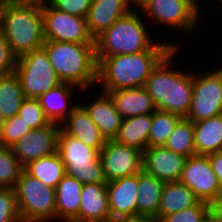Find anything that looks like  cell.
<instances>
[{
    "mask_svg": "<svg viewBox=\"0 0 222 222\" xmlns=\"http://www.w3.org/2000/svg\"><path fill=\"white\" fill-rule=\"evenodd\" d=\"M143 17L131 10L119 18L95 40V56L98 63L104 57L133 54L141 51H172L178 42H155L149 35ZM162 42V43H161Z\"/></svg>",
    "mask_w": 222,
    "mask_h": 222,
    "instance_id": "obj_1",
    "label": "cell"
},
{
    "mask_svg": "<svg viewBox=\"0 0 222 222\" xmlns=\"http://www.w3.org/2000/svg\"><path fill=\"white\" fill-rule=\"evenodd\" d=\"M180 49L174 48L153 69L144 88L158 110L186 118L193 97V74L170 68Z\"/></svg>",
    "mask_w": 222,
    "mask_h": 222,
    "instance_id": "obj_2",
    "label": "cell"
},
{
    "mask_svg": "<svg viewBox=\"0 0 222 222\" xmlns=\"http://www.w3.org/2000/svg\"><path fill=\"white\" fill-rule=\"evenodd\" d=\"M170 51H141L104 57L97 63L101 91L144 87L153 69Z\"/></svg>",
    "mask_w": 222,
    "mask_h": 222,
    "instance_id": "obj_3",
    "label": "cell"
},
{
    "mask_svg": "<svg viewBox=\"0 0 222 222\" xmlns=\"http://www.w3.org/2000/svg\"><path fill=\"white\" fill-rule=\"evenodd\" d=\"M42 47L62 83L86 91L97 84L95 44L44 41Z\"/></svg>",
    "mask_w": 222,
    "mask_h": 222,
    "instance_id": "obj_4",
    "label": "cell"
},
{
    "mask_svg": "<svg viewBox=\"0 0 222 222\" xmlns=\"http://www.w3.org/2000/svg\"><path fill=\"white\" fill-rule=\"evenodd\" d=\"M2 34L17 58L42 48L45 40L41 0H12Z\"/></svg>",
    "mask_w": 222,
    "mask_h": 222,
    "instance_id": "obj_5",
    "label": "cell"
},
{
    "mask_svg": "<svg viewBox=\"0 0 222 222\" xmlns=\"http://www.w3.org/2000/svg\"><path fill=\"white\" fill-rule=\"evenodd\" d=\"M57 153L68 176L76 178L83 185L107 183L99 152L67 134L62 128L57 138Z\"/></svg>",
    "mask_w": 222,
    "mask_h": 222,
    "instance_id": "obj_6",
    "label": "cell"
},
{
    "mask_svg": "<svg viewBox=\"0 0 222 222\" xmlns=\"http://www.w3.org/2000/svg\"><path fill=\"white\" fill-rule=\"evenodd\" d=\"M13 189L22 222L56 220L55 188L23 170Z\"/></svg>",
    "mask_w": 222,
    "mask_h": 222,
    "instance_id": "obj_7",
    "label": "cell"
},
{
    "mask_svg": "<svg viewBox=\"0 0 222 222\" xmlns=\"http://www.w3.org/2000/svg\"><path fill=\"white\" fill-rule=\"evenodd\" d=\"M14 72L25 98H38L62 83L43 47L17 58Z\"/></svg>",
    "mask_w": 222,
    "mask_h": 222,
    "instance_id": "obj_8",
    "label": "cell"
},
{
    "mask_svg": "<svg viewBox=\"0 0 222 222\" xmlns=\"http://www.w3.org/2000/svg\"><path fill=\"white\" fill-rule=\"evenodd\" d=\"M198 0H146L139 8L149 20L171 29L194 31L200 23ZM200 9V10H199ZM199 16V17H198Z\"/></svg>",
    "mask_w": 222,
    "mask_h": 222,
    "instance_id": "obj_9",
    "label": "cell"
},
{
    "mask_svg": "<svg viewBox=\"0 0 222 222\" xmlns=\"http://www.w3.org/2000/svg\"><path fill=\"white\" fill-rule=\"evenodd\" d=\"M41 10L45 41L95 44L88 32L85 18L59 11L46 0H41Z\"/></svg>",
    "mask_w": 222,
    "mask_h": 222,
    "instance_id": "obj_10",
    "label": "cell"
},
{
    "mask_svg": "<svg viewBox=\"0 0 222 222\" xmlns=\"http://www.w3.org/2000/svg\"><path fill=\"white\" fill-rule=\"evenodd\" d=\"M222 114V72L217 68L193 74L192 104L186 119L192 123Z\"/></svg>",
    "mask_w": 222,
    "mask_h": 222,
    "instance_id": "obj_11",
    "label": "cell"
},
{
    "mask_svg": "<svg viewBox=\"0 0 222 222\" xmlns=\"http://www.w3.org/2000/svg\"><path fill=\"white\" fill-rule=\"evenodd\" d=\"M179 181L187 185L200 201L213 205L218 200V179L207 155L188 157Z\"/></svg>",
    "mask_w": 222,
    "mask_h": 222,
    "instance_id": "obj_12",
    "label": "cell"
},
{
    "mask_svg": "<svg viewBox=\"0 0 222 222\" xmlns=\"http://www.w3.org/2000/svg\"><path fill=\"white\" fill-rule=\"evenodd\" d=\"M99 155L106 182L138 174L143 169V152L115 140L106 141Z\"/></svg>",
    "mask_w": 222,
    "mask_h": 222,
    "instance_id": "obj_13",
    "label": "cell"
},
{
    "mask_svg": "<svg viewBox=\"0 0 222 222\" xmlns=\"http://www.w3.org/2000/svg\"><path fill=\"white\" fill-rule=\"evenodd\" d=\"M60 124L51 122L49 125L31 129L22 136L11 148L21 165L52 155L57 152V138Z\"/></svg>",
    "mask_w": 222,
    "mask_h": 222,
    "instance_id": "obj_14",
    "label": "cell"
},
{
    "mask_svg": "<svg viewBox=\"0 0 222 222\" xmlns=\"http://www.w3.org/2000/svg\"><path fill=\"white\" fill-rule=\"evenodd\" d=\"M111 222L137 215L138 174L107 182Z\"/></svg>",
    "mask_w": 222,
    "mask_h": 222,
    "instance_id": "obj_15",
    "label": "cell"
},
{
    "mask_svg": "<svg viewBox=\"0 0 222 222\" xmlns=\"http://www.w3.org/2000/svg\"><path fill=\"white\" fill-rule=\"evenodd\" d=\"M186 159L165 146L148 147L143 152V169L163 182L179 181Z\"/></svg>",
    "mask_w": 222,
    "mask_h": 222,
    "instance_id": "obj_16",
    "label": "cell"
},
{
    "mask_svg": "<svg viewBox=\"0 0 222 222\" xmlns=\"http://www.w3.org/2000/svg\"><path fill=\"white\" fill-rule=\"evenodd\" d=\"M132 0H94L85 18L90 36L95 40L119 18L132 9Z\"/></svg>",
    "mask_w": 222,
    "mask_h": 222,
    "instance_id": "obj_17",
    "label": "cell"
},
{
    "mask_svg": "<svg viewBox=\"0 0 222 222\" xmlns=\"http://www.w3.org/2000/svg\"><path fill=\"white\" fill-rule=\"evenodd\" d=\"M74 220L83 222H111L107 183L83 185L79 214Z\"/></svg>",
    "mask_w": 222,
    "mask_h": 222,
    "instance_id": "obj_18",
    "label": "cell"
},
{
    "mask_svg": "<svg viewBox=\"0 0 222 222\" xmlns=\"http://www.w3.org/2000/svg\"><path fill=\"white\" fill-rule=\"evenodd\" d=\"M87 104H80L89 114L91 121L97 125L106 141L114 140L122 124L123 117L118 113L115 105L106 92L98 94L97 98ZM89 104V105H88Z\"/></svg>",
    "mask_w": 222,
    "mask_h": 222,
    "instance_id": "obj_19",
    "label": "cell"
},
{
    "mask_svg": "<svg viewBox=\"0 0 222 222\" xmlns=\"http://www.w3.org/2000/svg\"><path fill=\"white\" fill-rule=\"evenodd\" d=\"M110 95L116 110L125 118L153 114L157 108L144 87L103 91Z\"/></svg>",
    "mask_w": 222,
    "mask_h": 222,
    "instance_id": "obj_20",
    "label": "cell"
},
{
    "mask_svg": "<svg viewBox=\"0 0 222 222\" xmlns=\"http://www.w3.org/2000/svg\"><path fill=\"white\" fill-rule=\"evenodd\" d=\"M61 128L67 134L78 138L86 146L94 148L98 152L106 143L97 125L91 121L89 114L80 103L61 123Z\"/></svg>",
    "mask_w": 222,
    "mask_h": 222,
    "instance_id": "obj_21",
    "label": "cell"
},
{
    "mask_svg": "<svg viewBox=\"0 0 222 222\" xmlns=\"http://www.w3.org/2000/svg\"><path fill=\"white\" fill-rule=\"evenodd\" d=\"M77 88L78 87L70 83H61L37 98L45 116L50 122L61 125L68 115L77 107L78 102H73V105L70 103L71 95Z\"/></svg>",
    "mask_w": 222,
    "mask_h": 222,
    "instance_id": "obj_22",
    "label": "cell"
},
{
    "mask_svg": "<svg viewBox=\"0 0 222 222\" xmlns=\"http://www.w3.org/2000/svg\"><path fill=\"white\" fill-rule=\"evenodd\" d=\"M83 184L67 174L55 188L56 222H69L79 214Z\"/></svg>",
    "mask_w": 222,
    "mask_h": 222,
    "instance_id": "obj_23",
    "label": "cell"
},
{
    "mask_svg": "<svg viewBox=\"0 0 222 222\" xmlns=\"http://www.w3.org/2000/svg\"><path fill=\"white\" fill-rule=\"evenodd\" d=\"M165 182L142 169L138 173L137 215L149 216L158 221L162 188Z\"/></svg>",
    "mask_w": 222,
    "mask_h": 222,
    "instance_id": "obj_24",
    "label": "cell"
},
{
    "mask_svg": "<svg viewBox=\"0 0 222 222\" xmlns=\"http://www.w3.org/2000/svg\"><path fill=\"white\" fill-rule=\"evenodd\" d=\"M200 200L180 181L165 182L159 204L158 221L164 216L196 205Z\"/></svg>",
    "mask_w": 222,
    "mask_h": 222,
    "instance_id": "obj_25",
    "label": "cell"
},
{
    "mask_svg": "<svg viewBox=\"0 0 222 222\" xmlns=\"http://www.w3.org/2000/svg\"><path fill=\"white\" fill-rule=\"evenodd\" d=\"M196 155L222 151V114L193 123Z\"/></svg>",
    "mask_w": 222,
    "mask_h": 222,
    "instance_id": "obj_26",
    "label": "cell"
},
{
    "mask_svg": "<svg viewBox=\"0 0 222 222\" xmlns=\"http://www.w3.org/2000/svg\"><path fill=\"white\" fill-rule=\"evenodd\" d=\"M151 124L152 114L125 118L114 140L144 152L148 148Z\"/></svg>",
    "mask_w": 222,
    "mask_h": 222,
    "instance_id": "obj_27",
    "label": "cell"
},
{
    "mask_svg": "<svg viewBox=\"0 0 222 222\" xmlns=\"http://www.w3.org/2000/svg\"><path fill=\"white\" fill-rule=\"evenodd\" d=\"M23 170L52 188H56L66 174L65 165L57 152L29 162Z\"/></svg>",
    "mask_w": 222,
    "mask_h": 222,
    "instance_id": "obj_28",
    "label": "cell"
},
{
    "mask_svg": "<svg viewBox=\"0 0 222 222\" xmlns=\"http://www.w3.org/2000/svg\"><path fill=\"white\" fill-rule=\"evenodd\" d=\"M24 99L21 83L15 72L0 77V111L6 120L18 114Z\"/></svg>",
    "mask_w": 222,
    "mask_h": 222,
    "instance_id": "obj_29",
    "label": "cell"
},
{
    "mask_svg": "<svg viewBox=\"0 0 222 222\" xmlns=\"http://www.w3.org/2000/svg\"><path fill=\"white\" fill-rule=\"evenodd\" d=\"M193 137V123L186 118H182L176 124L164 146L188 158L196 155Z\"/></svg>",
    "mask_w": 222,
    "mask_h": 222,
    "instance_id": "obj_30",
    "label": "cell"
},
{
    "mask_svg": "<svg viewBox=\"0 0 222 222\" xmlns=\"http://www.w3.org/2000/svg\"><path fill=\"white\" fill-rule=\"evenodd\" d=\"M182 119L179 115L156 110L152 114V124L148 137V147L164 146L176 124Z\"/></svg>",
    "mask_w": 222,
    "mask_h": 222,
    "instance_id": "obj_31",
    "label": "cell"
},
{
    "mask_svg": "<svg viewBox=\"0 0 222 222\" xmlns=\"http://www.w3.org/2000/svg\"><path fill=\"white\" fill-rule=\"evenodd\" d=\"M23 168L12 148L0 145V188H14Z\"/></svg>",
    "mask_w": 222,
    "mask_h": 222,
    "instance_id": "obj_32",
    "label": "cell"
},
{
    "mask_svg": "<svg viewBox=\"0 0 222 222\" xmlns=\"http://www.w3.org/2000/svg\"><path fill=\"white\" fill-rule=\"evenodd\" d=\"M18 115L31 129L45 127L51 123L45 116L37 98H25Z\"/></svg>",
    "mask_w": 222,
    "mask_h": 222,
    "instance_id": "obj_33",
    "label": "cell"
},
{
    "mask_svg": "<svg viewBox=\"0 0 222 222\" xmlns=\"http://www.w3.org/2000/svg\"><path fill=\"white\" fill-rule=\"evenodd\" d=\"M31 128L17 114L7 119L0 132V145L12 147L22 136L26 135Z\"/></svg>",
    "mask_w": 222,
    "mask_h": 222,
    "instance_id": "obj_34",
    "label": "cell"
},
{
    "mask_svg": "<svg viewBox=\"0 0 222 222\" xmlns=\"http://www.w3.org/2000/svg\"><path fill=\"white\" fill-rule=\"evenodd\" d=\"M211 211V204L199 201L190 208L164 216L160 222H201Z\"/></svg>",
    "mask_w": 222,
    "mask_h": 222,
    "instance_id": "obj_35",
    "label": "cell"
},
{
    "mask_svg": "<svg viewBox=\"0 0 222 222\" xmlns=\"http://www.w3.org/2000/svg\"><path fill=\"white\" fill-rule=\"evenodd\" d=\"M0 222H22L13 188H0Z\"/></svg>",
    "mask_w": 222,
    "mask_h": 222,
    "instance_id": "obj_36",
    "label": "cell"
},
{
    "mask_svg": "<svg viewBox=\"0 0 222 222\" xmlns=\"http://www.w3.org/2000/svg\"><path fill=\"white\" fill-rule=\"evenodd\" d=\"M53 8L75 15L81 18H86L91 0H46Z\"/></svg>",
    "mask_w": 222,
    "mask_h": 222,
    "instance_id": "obj_37",
    "label": "cell"
},
{
    "mask_svg": "<svg viewBox=\"0 0 222 222\" xmlns=\"http://www.w3.org/2000/svg\"><path fill=\"white\" fill-rule=\"evenodd\" d=\"M17 57L12 53L6 38L0 33V77L14 73Z\"/></svg>",
    "mask_w": 222,
    "mask_h": 222,
    "instance_id": "obj_38",
    "label": "cell"
},
{
    "mask_svg": "<svg viewBox=\"0 0 222 222\" xmlns=\"http://www.w3.org/2000/svg\"><path fill=\"white\" fill-rule=\"evenodd\" d=\"M214 173L217 175L219 190L222 193V151L207 155Z\"/></svg>",
    "mask_w": 222,
    "mask_h": 222,
    "instance_id": "obj_39",
    "label": "cell"
},
{
    "mask_svg": "<svg viewBox=\"0 0 222 222\" xmlns=\"http://www.w3.org/2000/svg\"><path fill=\"white\" fill-rule=\"evenodd\" d=\"M116 222H157V220L149 216L136 215L118 219Z\"/></svg>",
    "mask_w": 222,
    "mask_h": 222,
    "instance_id": "obj_40",
    "label": "cell"
},
{
    "mask_svg": "<svg viewBox=\"0 0 222 222\" xmlns=\"http://www.w3.org/2000/svg\"><path fill=\"white\" fill-rule=\"evenodd\" d=\"M12 0H0V33L3 31L6 12Z\"/></svg>",
    "mask_w": 222,
    "mask_h": 222,
    "instance_id": "obj_41",
    "label": "cell"
},
{
    "mask_svg": "<svg viewBox=\"0 0 222 222\" xmlns=\"http://www.w3.org/2000/svg\"><path fill=\"white\" fill-rule=\"evenodd\" d=\"M212 211L219 217L222 222V193H220L218 200L212 205Z\"/></svg>",
    "mask_w": 222,
    "mask_h": 222,
    "instance_id": "obj_42",
    "label": "cell"
},
{
    "mask_svg": "<svg viewBox=\"0 0 222 222\" xmlns=\"http://www.w3.org/2000/svg\"><path fill=\"white\" fill-rule=\"evenodd\" d=\"M201 222H221V220L213 211H211Z\"/></svg>",
    "mask_w": 222,
    "mask_h": 222,
    "instance_id": "obj_43",
    "label": "cell"
},
{
    "mask_svg": "<svg viewBox=\"0 0 222 222\" xmlns=\"http://www.w3.org/2000/svg\"><path fill=\"white\" fill-rule=\"evenodd\" d=\"M146 0H132L133 5H136L139 9V7L145 2Z\"/></svg>",
    "mask_w": 222,
    "mask_h": 222,
    "instance_id": "obj_44",
    "label": "cell"
},
{
    "mask_svg": "<svg viewBox=\"0 0 222 222\" xmlns=\"http://www.w3.org/2000/svg\"><path fill=\"white\" fill-rule=\"evenodd\" d=\"M5 121H6V119L4 118L3 114L0 111V132L2 130V127H3L4 123H5Z\"/></svg>",
    "mask_w": 222,
    "mask_h": 222,
    "instance_id": "obj_45",
    "label": "cell"
},
{
    "mask_svg": "<svg viewBox=\"0 0 222 222\" xmlns=\"http://www.w3.org/2000/svg\"><path fill=\"white\" fill-rule=\"evenodd\" d=\"M69 222H83V221H76V220H72V221H69Z\"/></svg>",
    "mask_w": 222,
    "mask_h": 222,
    "instance_id": "obj_46",
    "label": "cell"
}]
</instances>
